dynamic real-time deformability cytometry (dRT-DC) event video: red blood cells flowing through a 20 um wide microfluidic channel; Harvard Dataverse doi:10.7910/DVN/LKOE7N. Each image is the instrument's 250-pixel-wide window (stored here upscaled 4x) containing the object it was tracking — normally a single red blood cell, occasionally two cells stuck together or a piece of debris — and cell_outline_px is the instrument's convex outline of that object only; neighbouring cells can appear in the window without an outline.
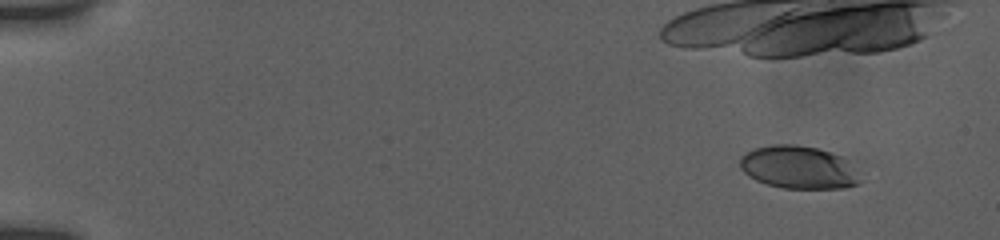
{"species": "human", "species_latin": "Homo sapiens", "temperature_condition": "room temperature", "stored_images_in_passage": 29, "camera_frame_rate_fps": 3000, "um_per_image_px": 0.085, "donor": {"sex": "female"}, "frame": {"image": 1, "passage_image": 5, "time_ms": 1.333, "image_size_px": [1000, 240], "cell_outline_px": [[860, 180], [856, 184], [844, 188], [784, 188], [768, 184], [756, 180], [748, 176], [740, 168], [740, 156], [756, 148], [772, 144], [796, 144], [816, 148], [832, 152], [856, 160]], "centroid_in_image_um": [67.96, 14.21], "position_along_channel_um": 17.0, "area_um2": 30.58}}
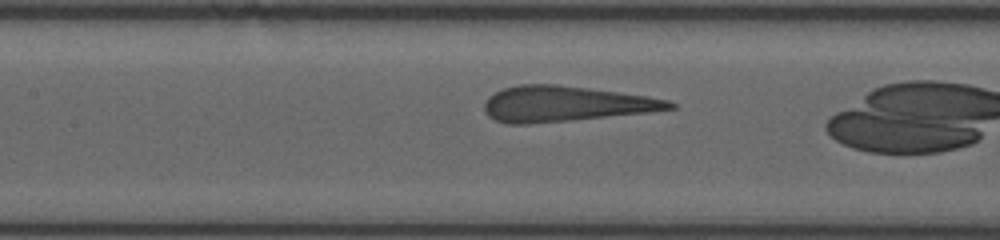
{"frame": {"image": 2, "passage_image": 25, "time_ms": 8.0, "image_size_px": [1000, 240], "cell_outline_px": [[676, 108], [648, 112], [572, 120], [528, 124], [508, 124], [496, 120], [488, 116], [484, 112], [484, 104], [488, 96], [504, 88], [520, 84], [560, 84], [648, 96], [668, 100], [676, 104]], "centroid_in_image_um": [48.03, 8.82], "position_along_channel_um": 159.4, "area_um2": 38.32}}